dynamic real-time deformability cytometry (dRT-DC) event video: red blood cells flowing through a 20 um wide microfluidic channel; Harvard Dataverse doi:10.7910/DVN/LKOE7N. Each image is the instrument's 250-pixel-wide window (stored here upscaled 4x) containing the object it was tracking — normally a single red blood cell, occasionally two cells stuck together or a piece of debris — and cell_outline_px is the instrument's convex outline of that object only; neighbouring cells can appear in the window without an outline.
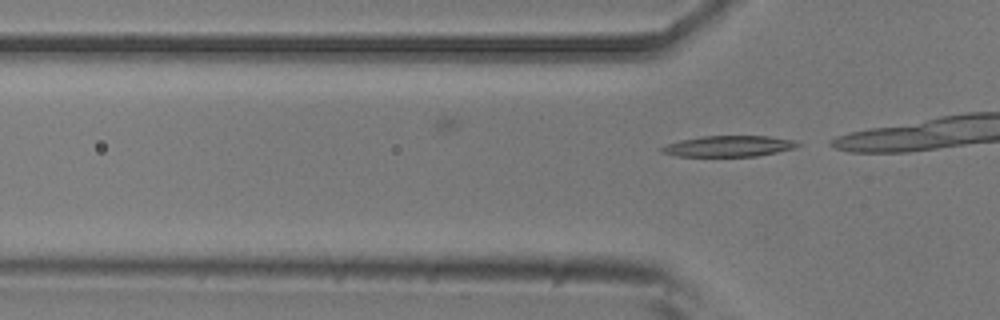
{"species": "common noctule bat (a hibernating species)", "species_latin": "Nyctalus noctula", "temperature_condition": "room temperature", "stored_images_in_passage": 12, "camera_frame_rate_fps": 3000, "um_per_image_px": 0.085, "animal": {"sex": "male", "body_mass_g": 20.5, "forearm_length_mm": 52.5}, "frame": {"image": 1, "passage_image": 12, "time_ms": 3.667, "image_size_px": [1000, 320], "cell_outline_px": [[804, 144], [792, 148], [776, 152], [756, 156], [676, 156], [660, 152], [660, 148], [668, 144], [680, 140], [700, 136], [768, 136], [792, 140]], "centroid_in_image_um": [61.91, 12.42], "position_along_channel_um": 63.9, "area_um2": 16.47}}